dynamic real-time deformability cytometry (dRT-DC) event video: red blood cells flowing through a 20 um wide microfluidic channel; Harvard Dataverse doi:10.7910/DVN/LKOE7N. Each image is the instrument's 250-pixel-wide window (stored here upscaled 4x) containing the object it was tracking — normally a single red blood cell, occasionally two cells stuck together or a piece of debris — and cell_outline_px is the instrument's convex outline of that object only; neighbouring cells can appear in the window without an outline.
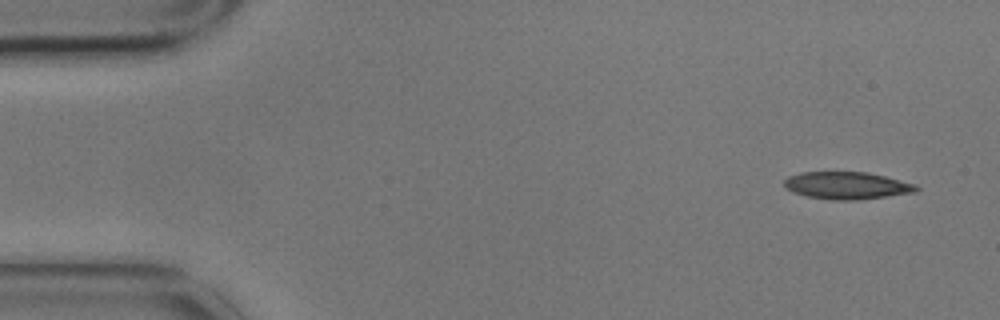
{"species": "common noctule bat (a hibernating species)", "species_latin": "Nyctalus noctula", "temperature_condition": "cold", "stored_images_in_passage": 10, "camera_frame_rate_fps": 3000, "um_per_image_px": 0.085, "animal": {"sex": "male", "body_mass_g": 17.9}, "frame": {"image": 1, "passage_image": 1, "time_ms": 0.0, "image_size_px": [1000, 320], "cell_outline_px": [[920, 188], [916, 192], [860, 200], [832, 200], [808, 196], [792, 192], [784, 184], [784, 180], [788, 176], [800, 172], [868, 172], [916, 184]], "centroid_in_image_um": [72.0, 15.77], "position_along_channel_um": 13.0, "area_um2": 21.04}}
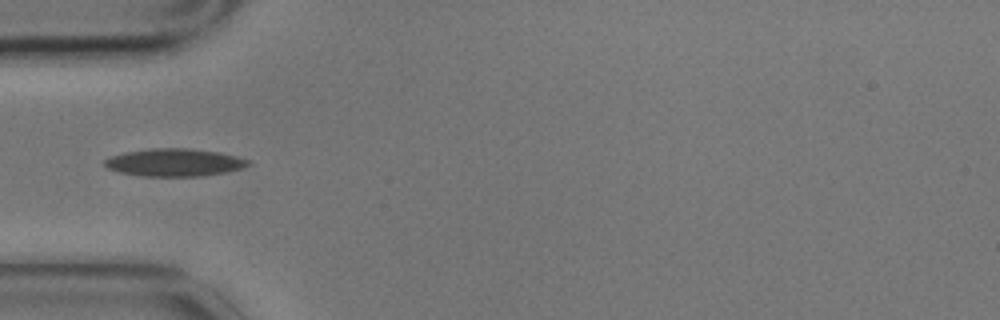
{"frame": {"image": 2, "passage_image": 5, "time_ms": 1.333, "image_size_px": [1000, 320], "cell_outline_px": [[252, 164], [244, 168], [224, 172], [200, 176], [144, 176], [120, 172], [108, 168], [104, 164], [104, 160], [112, 156], [124, 152], [152, 148], [188, 148], [216, 152], [236, 156], [248, 160]], "centroid_in_image_um": [14.83, 13.8], "position_along_channel_um": 70.2, "area_um2": 22.95}}